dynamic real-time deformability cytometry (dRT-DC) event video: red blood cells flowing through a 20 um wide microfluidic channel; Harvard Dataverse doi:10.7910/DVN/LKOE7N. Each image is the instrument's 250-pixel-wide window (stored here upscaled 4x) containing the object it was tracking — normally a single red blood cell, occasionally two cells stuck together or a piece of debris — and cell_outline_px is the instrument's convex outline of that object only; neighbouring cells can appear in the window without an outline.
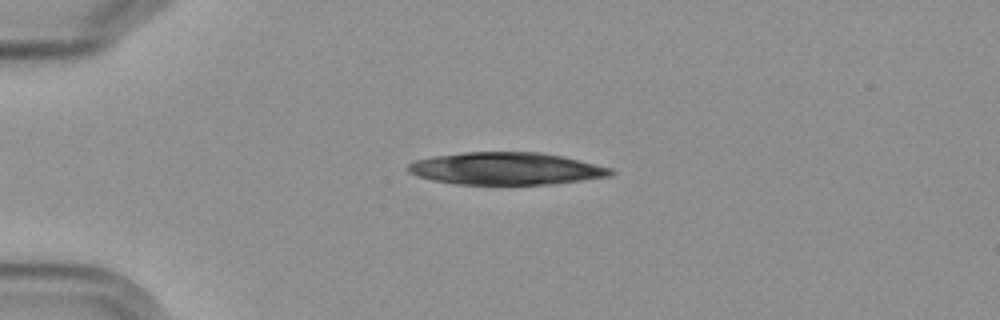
{"species": "Egyptian fruit bat (a non-hibernating species)", "species_latin": "Rousettus aegyptiacus", "temperature_condition": "cold", "stored_images_in_passage": 5, "camera_frame_rate_fps": 3000, "um_per_image_px": 0.085, "frame": {"image": 1, "passage_image": 4, "time_ms": 4.333, "image_size_px": [1000, 320], "cell_outline_px": [[616, 172], [612, 176], [552, 184], [456, 184], [432, 180], [408, 172], [408, 164], [416, 160], [432, 156], [464, 152], [540, 152], [560, 156], [612, 168]], "centroid_in_image_um": [43.02, 14.33], "position_along_channel_um": 42.0, "area_um2": 38.03}}